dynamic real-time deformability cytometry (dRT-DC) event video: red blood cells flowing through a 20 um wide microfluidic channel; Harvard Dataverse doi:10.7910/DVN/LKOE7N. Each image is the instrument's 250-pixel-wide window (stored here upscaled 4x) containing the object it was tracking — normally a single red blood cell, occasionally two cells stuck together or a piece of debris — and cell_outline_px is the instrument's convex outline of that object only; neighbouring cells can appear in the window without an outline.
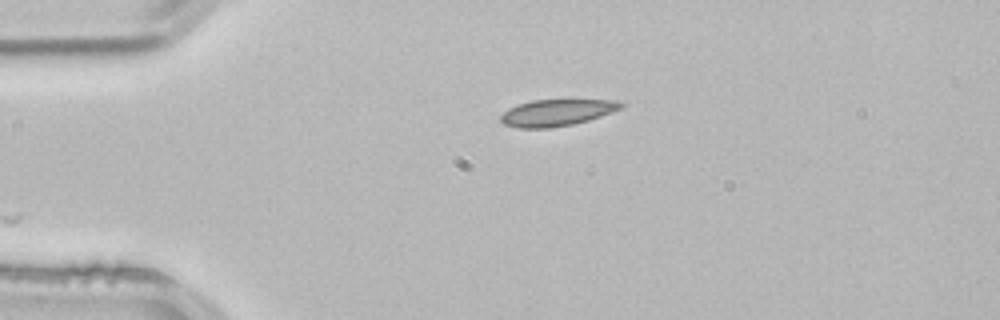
{"species": "common noctule bat (a hibernating species)", "species_latin": "Nyctalus noctula", "temperature_condition": "room temperature", "stored_images_in_passage": 2, "camera_frame_rate_fps": 3000, "um_per_image_px": 0.085, "animal": {"sex": "male", "body_mass_g": 21.5, "forearm_length_mm": 52.0}, "frame": {"image": 1, "passage_image": 2, "time_ms": 0.333, "image_size_px": [1000, 320], "cell_outline_px": [[628, 104], [624, 108], [588, 120], [572, 124], [548, 128], [520, 128], [504, 124], [500, 120], [500, 116], [508, 108], [516, 104], [532, 100], [612, 100]], "centroid_in_image_um": [47.33, 9.56], "position_along_channel_um": 37.7, "area_um2": 18.67}}